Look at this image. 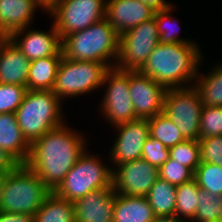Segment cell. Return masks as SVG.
Masks as SVG:
<instances>
[{
  "label": "cell",
  "mask_w": 222,
  "mask_h": 222,
  "mask_svg": "<svg viewBox=\"0 0 222 222\" xmlns=\"http://www.w3.org/2000/svg\"><path fill=\"white\" fill-rule=\"evenodd\" d=\"M198 193L199 187L194 179L176 186L175 217L177 219L183 222L194 219L200 202Z\"/></svg>",
  "instance_id": "cell-26"
},
{
  "label": "cell",
  "mask_w": 222,
  "mask_h": 222,
  "mask_svg": "<svg viewBox=\"0 0 222 222\" xmlns=\"http://www.w3.org/2000/svg\"><path fill=\"white\" fill-rule=\"evenodd\" d=\"M0 222H34V216L24 213L0 212Z\"/></svg>",
  "instance_id": "cell-38"
},
{
  "label": "cell",
  "mask_w": 222,
  "mask_h": 222,
  "mask_svg": "<svg viewBox=\"0 0 222 222\" xmlns=\"http://www.w3.org/2000/svg\"><path fill=\"white\" fill-rule=\"evenodd\" d=\"M174 6L165 10L155 12V20L157 24V29L159 33V43H193L195 41L184 39L183 37L179 38V31L177 25L171 16Z\"/></svg>",
  "instance_id": "cell-30"
},
{
  "label": "cell",
  "mask_w": 222,
  "mask_h": 222,
  "mask_svg": "<svg viewBox=\"0 0 222 222\" xmlns=\"http://www.w3.org/2000/svg\"><path fill=\"white\" fill-rule=\"evenodd\" d=\"M9 38L30 61L55 56L62 47V39L54 24L48 32L28 29L27 26L13 32Z\"/></svg>",
  "instance_id": "cell-15"
},
{
  "label": "cell",
  "mask_w": 222,
  "mask_h": 222,
  "mask_svg": "<svg viewBox=\"0 0 222 222\" xmlns=\"http://www.w3.org/2000/svg\"><path fill=\"white\" fill-rule=\"evenodd\" d=\"M154 216L146 197L115 193L113 222H152Z\"/></svg>",
  "instance_id": "cell-21"
},
{
  "label": "cell",
  "mask_w": 222,
  "mask_h": 222,
  "mask_svg": "<svg viewBox=\"0 0 222 222\" xmlns=\"http://www.w3.org/2000/svg\"><path fill=\"white\" fill-rule=\"evenodd\" d=\"M34 0H0V37H9L13 32L29 27L34 20Z\"/></svg>",
  "instance_id": "cell-19"
},
{
  "label": "cell",
  "mask_w": 222,
  "mask_h": 222,
  "mask_svg": "<svg viewBox=\"0 0 222 222\" xmlns=\"http://www.w3.org/2000/svg\"><path fill=\"white\" fill-rule=\"evenodd\" d=\"M102 85H106L107 90L100 104L101 112L110 125L116 126L135 120L129 90L130 71L110 68L105 74Z\"/></svg>",
  "instance_id": "cell-11"
},
{
  "label": "cell",
  "mask_w": 222,
  "mask_h": 222,
  "mask_svg": "<svg viewBox=\"0 0 222 222\" xmlns=\"http://www.w3.org/2000/svg\"><path fill=\"white\" fill-rule=\"evenodd\" d=\"M160 179L174 186H179L193 179L194 173L186 166L181 165L174 159H169L158 169Z\"/></svg>",
  "instance_id": "cell-34"
},
{
  "label": "cell",
  "mask_w": 222,
  "mask_h": 222,
  "mask_svg": "<svg viewBox=\"0 0 222 222\" xmlns=\"http://www.w3.org/2000/svg\"><path fill=\"white\" fill-rule=\"evenodd\" d=\"M149 136L160 141L167 148L185 141L178 127L164 113L148 119Z\"/></svg>",
  "instance_id": "cell-27"
},
{
  "label": "cell",
  "mask_w": 222,
  "mask_h": 222,
  "mask_svg": "<svg viewBox=\"0 0 222 222\" xmlns=\"http://www.w3.org/2000/svg\"><path fill=\"white\" fill-rule=\"evenodd\" d=\"M198 72L194 86L198 89L203 106L222 107V66L218 64L204 75Z\"/></svg>",
  "instance_id": "cell-25"
},
{
  "label": "cell",
  "mask_w": 222,
  "mask_h": 222,
  "mask_svg": "<svg viewBox=\"0 0 222 222\" xmlns=\"http://www.w3.org/2000/svg\"><path fill=\"white\" fill-rule=\"evenodd\" d=\"M106 0H59L48 13L61 39L105 18Z\"/></svg>",
  "instance_id": "cell-10"
},
{
  "label": "cell",
  "mask_w": 222,
  "mask_h": 222,
  "mask_svg": "<svg viewBox=\"0 0 222 222\" xmlns=\"http://www.w3.org/2000/svg\"><path fill=\"white\" fill-rule=\"evenodd\" d=\"M200 160L222 167V135L199 138Z\"/></svg>",
  "instance_id": "cell-35"
},
{
  "label": "cell",
  "mask_w": 222,
  "mask_h": 222,
  "mask_svg": "<svg viewBox=\"0 0 222 222\" xmlns=\"http://www.w3.org/2000/svg\"><path fill=\"white\" fill-rule=\"evenodd\" d=\"M30 63L9 37H0V83L27 87Z\"/></svg>",
  "instance_id": "cell-18"
},
{
  "label": "cell",
  "mask_w": 222,
  "mask_h": 222,
  "mask_svg": "<svg viewBox=\"0 0 222 222\" xmlns=\"http://www.w3.org/2000/svg\"><path fill=\"white\" fill-rule=\"evenodd\" d=\"M110 68L95 61L68 60L62 57L52 91L60 100L93 92L103 86Z\"/></svg>",
  "instance_id": "cell-7"
},
{
  "label": "cell",
  "mask_w": 222,
  "mask_h": 222,
  "mask_svg": "<svg viewBox=\"0 0 222 222\" xmlns=\"http://www.w3.org/2000/svg\"><path fill=\"white\" fill-rule=\"evenodd\" d=\"M114 203L113 188L90 191L73 202L75 222H113Z\"/></svg>",
  "instance_id": "cell-17"
},
{
  "label": "cell",
  "mask_w": 222,
  "mask_h": 222,
  "mask_svg": "<svg viewBox=\"0 0 222 222\" xmlns=\"http://www.w3.org/2000/svg\"><path fill=\"white\" fill-rule=\"evenodd\" d=\"M198 47L195 42L159 43L139 71L166 89L191 86L203 58Z\"/></svg>",
  "instance_id": "cell-2"
},
{
  "label": "cell",
  "mask_w": 222,
  "mask_h": 222,
  "mask_svg": "<svg viewBox=\"0 0 222 222\" xmlns=\"http://www.w3.org/2000/svg\"><path fill=\"white\" fill-rule=\"evenodd\" d=\"M52 191L26 164L0 176V212L33 215Z\"/></svg>",
  "instance_id": "cell-4"
},
{
  "label": "cell",
  "mask_w": 222,
  "mask_h": 222,
  "mask_svg": "<svg viewBox=\"0 0 222 222\" xmlns=\"http://www.w3.org/2000/svg\"><path fill=\"white\" fill-rule=\"evenodd\" d=\"M200 200L194 221H222V196L199 188Z\"/></svg>",
  "instance_id": "cell-29"
},
{
  "label": "cell",
  "mask_w": 222,
  "mask_h": 222,
  "mask_svg": "<svg viewBox=\"0 0 222 222\" xmlns=\"http://www.w3.org/2000/svg\"><path fill=\"white\" fill-rule=\"evenodd\" d=\"M196 222H222V221H196Z\"/></svg>",
  "instance_id": "cell-42"
},
{
  "label": "cell",
  "mask_w": 222,
  "mask_h": 222,
  "mask_svg": "<svg viewBox=\"0 0 222 222\" xmlns=\"http://www.w3.org/2000/svg\"><path fill=\"white\" fill-rule=\"evenodd\" d=\"M27 91L25 86L0 83V114L15 113Z\"/></svg>",
  "instance_id": "cell-33"
},
{
  "label": "cell",
  "mask_w": 222,
  "mask_h": 222,
  "mask_svg": "<svg viewBox=\"0 0 222 222\" xmlns=\"http://www.w3.org/2000/svg\"><path fill=\"white\" fill-rule=\"evenodd\" d=\"M152 222H183L175 216H154Z\"/></svg>",
  "instance_id": "cell-41"
},
{
  "label": "cell",
  "mask_w": 222,
  "mask_h": 222,
  "mask_svg": "<svg viewBox=\"0 0 222 222\" xmlns=\"http://www.w3.org/2000/svg\"><path fill=\"white\" fill-rule=\"evenodd\" d=\"M35 3L43 9V11H46L45 13H49L57 4L59 0H34Z\"/></svg>",
  "instance_id": "cell-40"
},
{
  "label": "cell",
  "mask_w": 222,
  "mask_h": 222,
  "mask_svg": "<svg viewBox=\"0 0 222 222\" xmlns=\"http://www.w3.org/2000/svg\"><path fill=\"white\" fill-rule=\"evenodd\" d=\"M18 165L19 163L10 154L0 148V175L11 172Z\"/></svg>",
  "instance_id": "cell-37"
},
{
  "label": "cell",
  "mask_w": 222,
  "mask_h": 222,
  "mask_svg": "<svg viewBox=\"0 0 222 222\" xmlns=\"http://www.w3.org/2000/svg\"><path fill=\"white\" fill-rule=\"evenodd\" d=\"M101 161L100 158L90 155L85 150L53 192L65 200L74 202L90 191L100 188H113V167L109 168Z\"/></svg>",
  "instance_id": "cell-6"
},
{
  "label": "cell",
  "mask_w": 222,
  "mask_h": 222,
  "mask_svg": "<svg viewBox=\"0 0 222 222\" xmlns=\"http://www.w3.org/2000/svg\"><path fill=\"white\" fill-rule=\"evenodd\" d=\"M119 43L120 35L104 18L63 37L61 50L68 60L95 61L113 68L119 56Z\"/></svg>",
  "instance_id": "cell-3"
},
{
  "label": "cell",
  "mask_w": 222,
  "mask_h": 222,
  "mask_svg": "<svg viewBox=\"0 0 222 222\" xmlns=\"http://www.w3.org/2000/svg\"><path fill=\"white\" fill-rule=\"evenodd\" d=\"M61 100L52 90H28L15 111L22 134L31 145L64 122ZM62 110V111H61Z\"/></svg>",
  "instance_id": "cell-5"
},
{
  "label": "cell",
  "mask_w": 222,
  "mask_h": 222,
  "mask_svg": "<svg viewBox=\"0 0 222 222\" xmlns=\"http://www.w3.org/2000/svg\"><path fill=\"white\" fill-rule=\"evenodd\" d=\"M144 4L150 6L155 11H161L173 7L171 3L166 0H140Z\"/></svg>",
  "instance_id": "cell-39"
},
{
  "label": "cell",
  "mask_w": 222,
  "mask_h": 222,
  "mask_svg": "<svg viewBox=\"0 0 222 222\" xmlns=\"http://www.w3.org/2000/svg\"><path fill=\"white\" fill-rule=\"evenodd\" d=\"M112 175L115 193L136 197H146L159 178L158 169L142 158L116 166Z\"/></svg>",
  "instance_id": "cell-12"
},
{
  "label": "cell",
  "mask_w": 222,
  "mask_h": 222,
  "mask_svg": "<svg viewBox=\"0 0 222 222\" xmlns=\"http://www.w3.org/2000/svg\"><path fill=\"white\" fill-rule=\"evenodd\" d=\"M62 50L55 56L31 61L27 80L28 90H52L55 84Z\"/></svg>",
  "instance_id": "cell-22"
},
{
  "label": "cell",
  "mask_w": 222,
  "mask_h": 222,
  "mask_svg": "<svg viewBox=\"0 0 222 222\" xmlns=\"http://www.w3.org/2000/svg\"><path fill=\"white\" fill-rule=\"evenodd\" d=\"M193 179L200 189L222 196V167L208 162H200Z\"/></svg>",
  "instance_id": "cell-28"
},
{
  "label": "cell",
  "mask_w": 222,
  "mask_h": 222,
  "mask_svg": "<svg viewBox=\"0 0 222 222\" xmlns=\"http://www.w3.org/2000/svg\"><path fill=\"white\" fill-rule=\"evenodd\" d=\"M170 157L169 148H167L160 141L151 138L150 136L145 140L142 149L143 160L159 169Z\"/></svg>",
  "instance_id": "cell-36"
},
{
  "label": "cell",
  "mask_w": 222,
  "mask_h": 222,
  "mask_svg": "<svg viewBox=\"0 0 222 222\" xmlns=\"http://www.w3.org/2000/svg\"><path fill=\"white\" fill-rule=\"evenodd\" d=\"M34 222H75L74 204L51 192L34 214Z\"/></svg>",
  "instance_id": "cell-23"
},
{
  "label": "cell",
  "mask_w": 222,
  "mask_h": 222,
  "mask_svg": "<svg viewBox=\"0 0 222 222\" xmlns=\"http://www.w3.org/2000/svg\"><path fill=\"white\" fill-rule=\"evenodd\" d=\"M155 12L140 0H106L105 19L121 35L154 18Z\"/></svg>",
  "instance_id": "cell-16"
},
{
  "label": "cell",
  "mask_w": 222,
  "mask_h": 222,
  "mask_svg": "<svg viewBox=\"0 0 222 222\" xmlns=\"http://www.w3.org/2000/svg\"><path fill=\"white\" fill-rule=\"evenodd\" d=\"M202 100L194 84L167 89L163 113L178 127L186 140L199 139Z\"/></svg>",
  "instance_id": "cell-8"
},
{
  "label": "cell",
  "mask_w": 222,
  "mask_h": 222,
  "mask_svg": "<svg viewBox=\"0 0 222 222\" xmlns=\"http://www.w3.org/2000/svg\"><path fill=\"white\" fill-rule=\"evenodd\" d=\"M146 198L155 216H175L176 186L158 178Z\"/></svg>",
  "instance_id": "cell-24"
},
{
  "label": "cell",
  "mask_w": 222,
  "mask_h": 222,
  "mask_svg": "<svg viewBox=\"0 0 222 222\" xmlns=\"http://www.w3.org/2000/svg\"><path fill=\"white\" fill-rule=\"evenodd\" d=\"M66 126L63 123L35 140L26 162L52 192L87 149L83 135Z\"/></svg>",
  "instance_id": "cell-1"
},
{
  "label": "cell",
  "mask_w": 222,
  "mask_h": 222,
  "mask_svg": "<svg viewBox=\"0 0 222 222\" xmlns=\"http://www.w3.org/2000/svg\"><path fill=\"white\" fill-rule=\"evenodd\" d=\"M159 37L155 17L121 34L115 67L125 71H139L159 44Z\"/></svg>",
  "instance_id": "cell-9"
},
{
  "label": "cell",
  "mask_w": 222,
  "mask_h": 222,
  "mask_svg": "<svg viewBox=\"0 0 222 222\" xmlns=\"http://www.w3.org/2000/svg\"><path fill=\"white\" fill-rule=\"evenodd\" d=\"M222 135V107L203 106L200 118L199 138Z\"/></svg>",
  "instance_id": "cell-32"
},
{
  "label": "cell",
  "mask_w": 222,
  "mask_h": 222,
  "mask_svg": "<svg viewBox=\"0 0 222 222\" xmlns=\"http://www.w3.org/2000/svg\"><path fill=\"white\" fill-rule=\"evenodd\" d=\"M114 127L118 134L109 152L111 163L118 166L141 159L143 145L150 133L148 120L135 119Z\"/></svg>",
  "instance_id": "cell-14"
},
{
  "label": "cell",
  "mask_w": 222,
  "mask_h": 222,
  "mask_svg": "<svg viewBox=\"0 0 222 222\" xmlns=\"http://www.w3.org/2000/svg\"><path fill=\"white\" fill-rule=\"evenodd\" d=\"M0 148L10 154L19 164H26L30 144L24 138L15 113L0 114Z\"/></svg>",
  "instance_id": "cell-20"
},
{
  "label": "cell",
  "mask_w": 222,
  "mask_h": 222,
  "mask_svg": "<svg viewBox=\"0 0 222 222\" xmlns=\"http://www.w3.org/2000/svg\"><path fill=\"white\" fill-rule=\"evenodd\" d=\"M130 97L136 119H151L163 113L167 89L140 71H130Z\"/></svg>",
  "instance_id": "cell-13"
},
{
  "label": "cell",
  "mask_w": 222,
  "mask_h": 222,
  "mask_svg": "<svg viewBox=\"0 0 222 222\" xmlns=\"http://www.w3.org/2000/svg\"><path fill=\"white\" fill-rule=\"evenodd\" d=\"M170 158L188 167L193 173L200 164L199 140H185L169 148Z\"/></svg>",
  "instance_id": "cell-31"
}]
</instances>
